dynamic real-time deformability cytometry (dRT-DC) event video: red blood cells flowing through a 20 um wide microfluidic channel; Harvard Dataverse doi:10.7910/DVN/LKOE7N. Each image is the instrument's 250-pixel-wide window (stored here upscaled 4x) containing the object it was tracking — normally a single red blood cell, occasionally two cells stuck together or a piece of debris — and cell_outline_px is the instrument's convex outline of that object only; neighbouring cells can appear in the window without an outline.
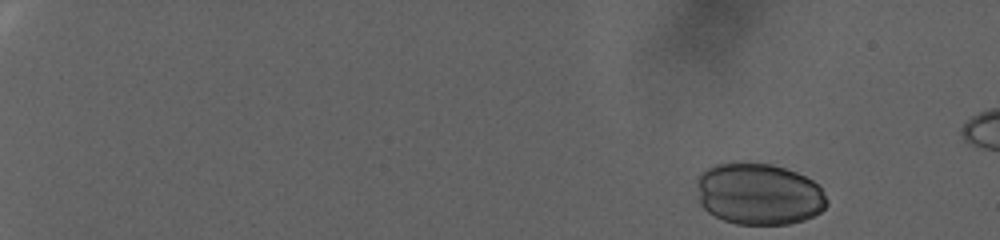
{"species": "human", "species_latin": "Homo sapiens", "temperature_condition": "warm", "stored_images_in_passage": 83, "camera_frame_rate_fps": 3000, "um_per_image_px": 0.085, "donor": {"sex": "female"}, "frame": {"image": 1, "passage_image": 1, "time_ms": 0.0, "image_size_px": [1000, 240], "cell_outline_px": [[828, 204], [820, 212], [804, 220], [788, 224], [736, 224], [724, 220], [708, 212], [700, 204], [696, 184], [696, 180], [700, 172], [716, 164], [732, 160], [736, 160], [772, 164], [796, 172], [812, 180], [820, 188], [828, 200]], "centroid_in_image_um": [64.46, 16.46], "position_along_channel_um": 20.5, "area_um2": 47.34}}
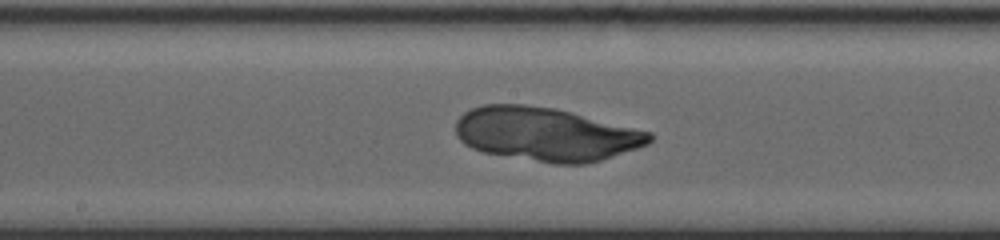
{"frame": {"image": 2, "passage_image": 47, "time_ms": 15.333, "image_size_px": [1000, 240], "cell_outline_px": [[652, 140], [648, 144], [600, 160], [584, 164], [552, 164], [484, 152], [472, 148], [464, 144], [456, 136], [456, 120], [464, 112], [472, 108], [484, 104], [524, 104], [556, 108], [652, 132]], "centroid_in_image_um": [46.38, 11.4], "position_along_channel_um": 201.8, "area_um2": 60.57}}
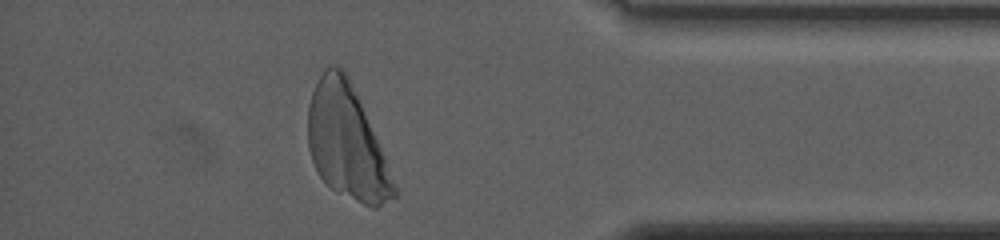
{"frame": {"image": 3, "passage_image": 75, "time_ms": 24.667, "image_size_px": [1000, 240], "cell_outline_px": [[400, 192], [396, 196], [376, 208], [372, 208], [332, 188], [320, 176], [312, 160], [308, 148], [308, 104], [312, 92], [324, 68], [328, 64], [340, 64], [344, 68], [348, 76], [384, 156]], "centroid_in_image_um": [29.46, 12.06], "position_along_channel_um": 405.7, "area_um2": 56.47}}